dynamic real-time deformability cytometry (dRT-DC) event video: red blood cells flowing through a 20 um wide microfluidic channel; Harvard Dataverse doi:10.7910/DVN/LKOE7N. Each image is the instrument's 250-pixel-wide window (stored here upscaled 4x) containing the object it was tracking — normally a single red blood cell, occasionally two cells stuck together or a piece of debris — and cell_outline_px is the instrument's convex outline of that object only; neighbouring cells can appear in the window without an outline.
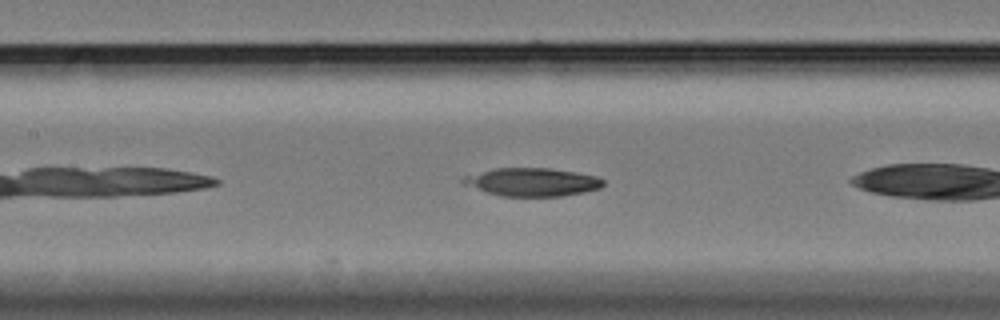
{"species": "Egyptian fruit bat (a non-hibernating species)", "species_latin": "Rousettus aegyptiacus", "temperature_condition": "cold", "stored_images_in_passage": 29, "camera_frame_rate_fps": 3000, "um_per_image_px": 0.085, "animal": {"sex": "female"}, "frame": {"image": 1, "passage_image": 9, "time_ms": 2.667, "image_size_px": [1000, 320], "cell_outline_px": [[604, 184], [600, 188], [584, 192], [564, 196], [500, 196], [484, 192], [464, 184], [460, 180], [464, 176], [496, 168], [548, 168], [576, 172], [596, 176], [604, 180]], "centroid_in_image_um": [45.23, 15.48], "position_along_channel_um": 162.2, "area_um2": 23.0}}